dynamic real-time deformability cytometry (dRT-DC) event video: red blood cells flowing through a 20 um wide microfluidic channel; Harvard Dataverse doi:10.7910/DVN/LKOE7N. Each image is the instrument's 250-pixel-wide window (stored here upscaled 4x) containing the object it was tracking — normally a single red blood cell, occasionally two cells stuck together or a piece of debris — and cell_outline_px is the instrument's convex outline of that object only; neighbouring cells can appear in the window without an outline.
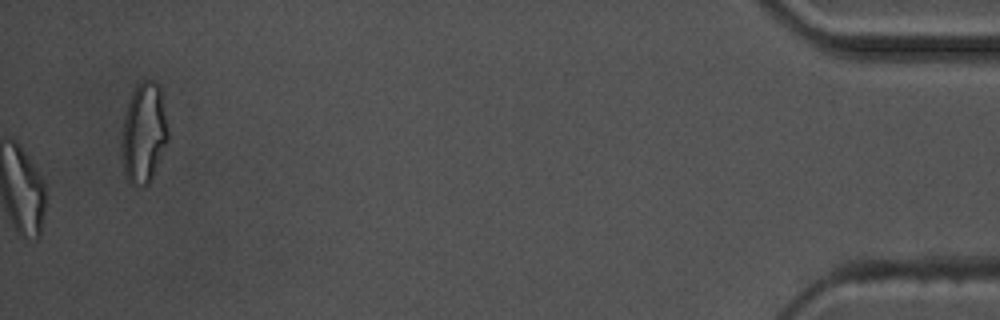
{"species": "common noctule bat (a hibernating species)", "species_latin": "Nyctalus noctula", "temperature_condition": "warm", "stored_images_in_passage": 58, "camera_frame_rate_fps": 3000, "um_per_image_px": 0.085, "animal": {"sex": "male", "body_mass_g": 17.5, "forearm_length_mm": 52.3}, "frame": {"image": 1, "passage_image": 58, "time_ms": 19.0, "image_size_px": [1000, 320], "cell_outline_px": [[168, 140], [152, 176], [148, 184], [132, 184], [128, 180], [124, 172], [120, 156], [120, 140], [124, 116], [128, 100], [136, 84], [144, 80], [148, 80], [160, 84], [168, 132]], "centroid_in_image_um": [12.18, 11.27], "position_along_channel_um": 423.0, "area_um2": 27.28}, "authors_computed_cell_mechanics": {"area_um2": 17.0221, "velocity_mm_per_s": 3.5938, "shape_relaxation_time_tau1_ms": 5.7232, "shape_relaxation_time_tau2_ms": 3.2653, "deformation_change_tau1": 0.2149, "deformation_change_tau2": 0.1245}}